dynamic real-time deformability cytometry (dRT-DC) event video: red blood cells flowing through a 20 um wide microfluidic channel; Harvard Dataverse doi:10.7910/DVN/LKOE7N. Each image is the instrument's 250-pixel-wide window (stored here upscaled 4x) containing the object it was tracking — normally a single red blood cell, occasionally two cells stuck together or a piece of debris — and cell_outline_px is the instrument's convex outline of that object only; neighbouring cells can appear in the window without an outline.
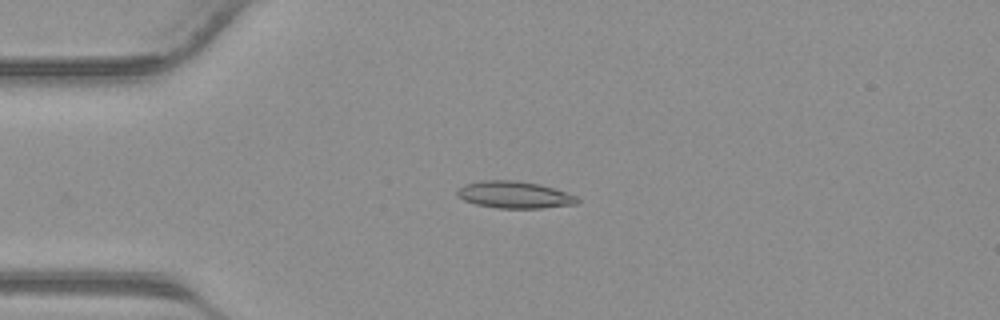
{"species": "common noctule bat (a hibernating species)", "species_latin": "Nyctalus noctula", "temperature_condition": "warm", "stored_images_in_passage": 40, "camera_frame_rate_fps": 3000, "um_per_image_px": 0.085, "animal": {"sex": "male", "body_mass_g": 23.1, "forearm_length_mm": 52.7}, "frame": {"image": 1, "passage_image": 9, "time_ms": 2.667, "image_size_px": [1000, 320], "cell_outline_px": [[580, 200], [576, 204], [540, 208], [496, 208], [476, 204], [464, 200], [456, 196], [456, 188], [464, 184], [480, 180], [516, 180], [540, 184], [576, 196]], "centroid_in_image_um": [43.66, 16.55], "position_along_channel_um": 41.3, "area_um2": 18.96}}
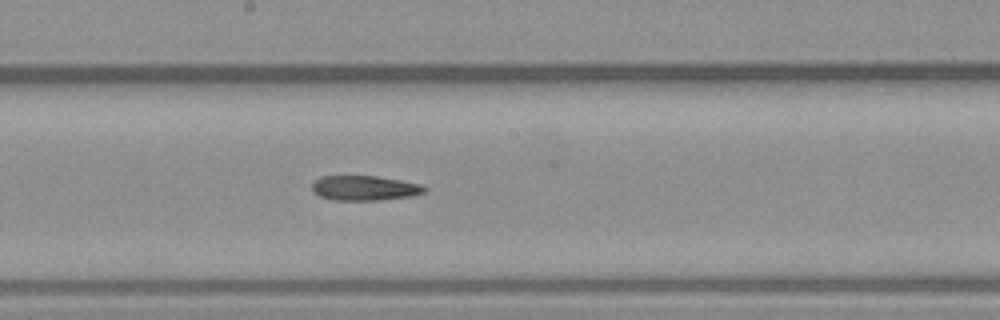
{"frame": {"image": 2, "passage_image": 21, "time_ms": 6.667, "image_size_px": [1000, 320], "cell_outline_px": [[428, 188], [424, 192], [412, 196], [380, 200], [332, 200], [320, 196], [312, 192], [312, 184], [320, 176], [376, 176], [400, 180], [420, 184]], "centroid_in_image_um": [30.98, 15.99], "position_along_channel_um": 217.2, "area_um2": 16.3}}
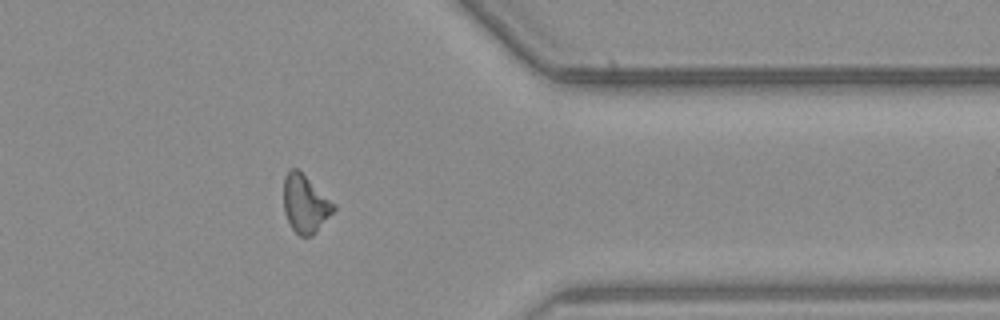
{"frame": {"image": 3, "passage_image": 32, "time_ms": 10.333, "image_size_px": [1000, 320], "cell_outline_px": [[336, 208], [316, 232], [312, 236], [300, 236], [292, 228], [284, 212], [284, 176], [288, 168], [296, 168], [336, 204]], "centroid_in_image_um": [25.93, 17.32], "position_along_channel_um": 385.5, "area_um2": 16.7}}